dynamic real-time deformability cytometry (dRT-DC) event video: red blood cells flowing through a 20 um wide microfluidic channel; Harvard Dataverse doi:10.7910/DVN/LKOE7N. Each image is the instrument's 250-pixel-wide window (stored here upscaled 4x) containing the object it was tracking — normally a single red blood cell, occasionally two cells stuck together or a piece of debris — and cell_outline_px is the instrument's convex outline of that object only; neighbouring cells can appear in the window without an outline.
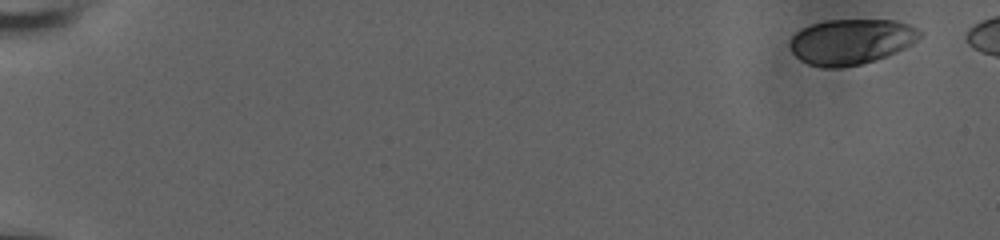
{"species": "human", "species_latin": "Homo sapiens", "temperature_condition": "room temperature", "stored_images_in_passage": 56, "camera_frame_rate_fps": 3000, "um_per_image_px": 0.085, "donor": {"sex": "male"}, "frame": {"image": 1, "passage_image": 1, "time_ms": 0.0, "image_size_px": [1000, 240], "cell_outline_px": [[924, 32], [912, 44], [896, 52], [876, 60], [860, 64], [840, 68], [820, 68], [808, 64], [800, 60], [792, 52], [788, 44], [792, 36], [796, 32], [812, 24], [828, 20], [896, 20], [908, 24]], "centroid_in_image_um": [72.33, 3.55], "position_along_channel_um": 12.7, "area_um2": 34.51}}
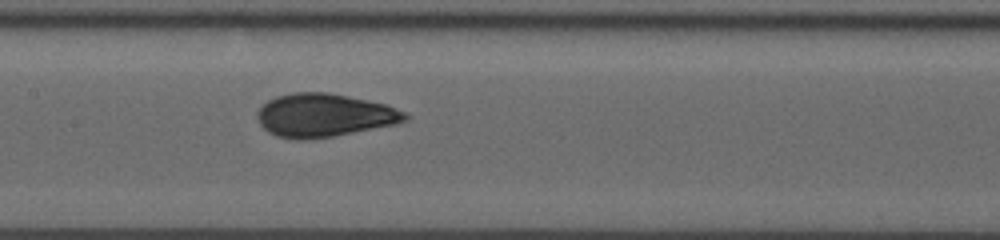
{"frame": {"image": 2, "passage_image": 30, "time_ms": 9.667, "image_size_px": [1000, 240], "cell_outline_px": [[408, 120], [396, 124], [332, 136], [300, 140], [296, 140], [276, 136], [268, 132], [260, 124], [256, 116], [256, 112], [268, 100], [276, 96], [292, 92], [328, 92], [388, 104], [404, 112], [408, 116]], "centroid_in_image_um": [27.54, 9.79], "position_along_channel_um": 179.9, "area_um2": 37.28}}
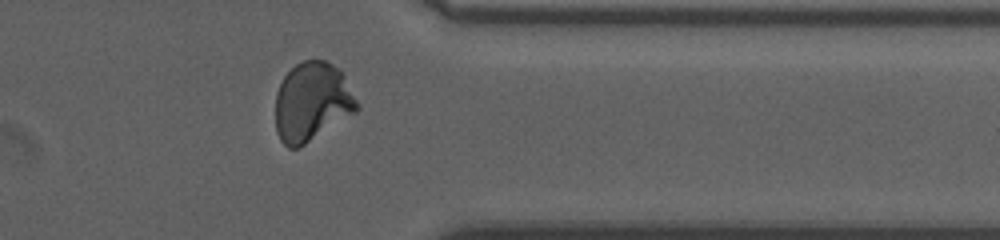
{"frame": {"image": 3, "passage_image": 47, "time_ms": 15.333, "image_size_px": [1000, 240], "cell_outline_px": [[360, 108], [356, 112], [304, 144], [296, 148], [288, 148], [280, 140], [276, 132], [276, 92], [284, 76], [296, 64], [304, 60], [324, 60], [332, 64], [344, 72], [360, 104]], "centroid_in_image_um": [26.55, 8.64], "position_along_channel_um": 384.8, "area_um2": 37.69}}